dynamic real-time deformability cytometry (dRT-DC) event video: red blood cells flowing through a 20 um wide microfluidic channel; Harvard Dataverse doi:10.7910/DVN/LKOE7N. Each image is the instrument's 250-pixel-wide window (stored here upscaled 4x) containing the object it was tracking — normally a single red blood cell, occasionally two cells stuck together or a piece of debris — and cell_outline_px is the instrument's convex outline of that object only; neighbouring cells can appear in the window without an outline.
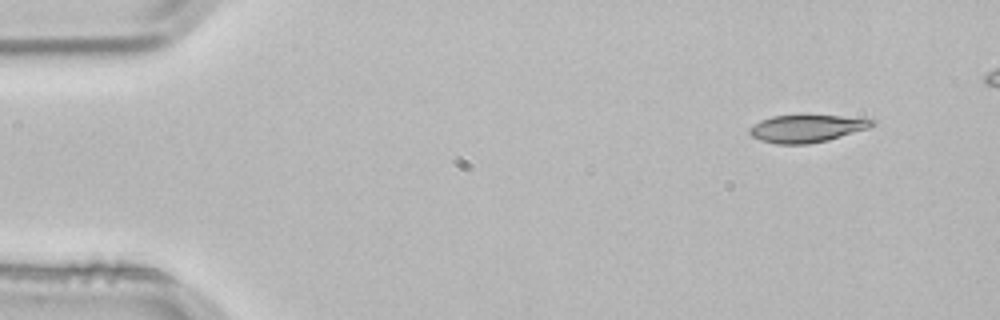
{"species": "common noctule bat (a hibernating species)", "species_latin": "Nyctalus noctula", "temperature_condition": "room temperature", "stored_images_in_passage": 3, "camera_frame_rate_fps": 3000, "um_per_image_px": 0.085, "animal": {"sex": "male", "body_mass_g": 21.5, "forearm_length_mm": 52.0}, "frame": {"image": 1, "passage_image": 1, "time_ms": 0.0, "image_size_px": [1000, 320], "cell_outline_px": [[876, 124], [868, 128], [828, 140], [808, 144], [776, 144], [760, 140], [752, 136], [748, 132], [748, 128], [760, 120], [772, 116], [804, 112], [876, 120]], "centroid_in_image_um": [68.53, 10.88], "position_along_channel_um": 16.5, "area_um2": 20.4}}